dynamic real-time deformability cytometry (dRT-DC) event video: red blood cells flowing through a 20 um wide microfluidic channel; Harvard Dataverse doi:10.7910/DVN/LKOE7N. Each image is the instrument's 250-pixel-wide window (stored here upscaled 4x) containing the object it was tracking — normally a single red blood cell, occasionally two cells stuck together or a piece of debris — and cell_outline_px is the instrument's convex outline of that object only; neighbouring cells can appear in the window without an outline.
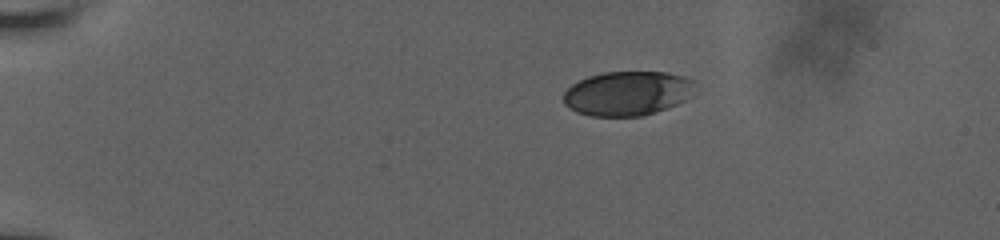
{"species": "human", "species_latin": "Homo sapiens", "temperature_condition": "room temperature", "stored_images_in_passage": 38, "camera_frame_rate_fps": 3000, "um_per_image_px": 0.085, "donor": {"sex": "male"}, "frame": {"image": 1, "passage_image": 1, "time_ms": 0.0, "image_size_px": [1000, 240], "cell_outline_px": [[696, 80], [684, 100], [676, 104], [656, 112], [640, 116], [592, 116], [576, 112], [564, 104], [564, 92], [572, 84], [588, 76], [604, 72], [668, 72], [684, 76]], "centroid_in_image_um": [53.29, 7.93], "position_along_channel_um": 31.7, "area_um2": 33.76}}
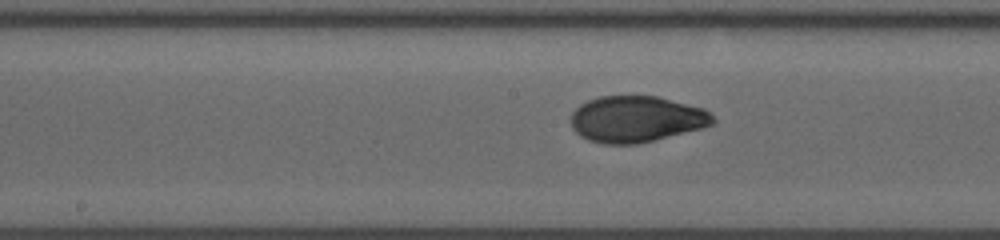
{"frame": {"image": 2, "passage_image": 16, "time_ms": 6.667, "image_size_px": [1000, 240], "cell_outline_px": [[716, 120], [712, 124], [704, 128], [656, 140], [636, 144], [604, 144], [588, 140], [580, 136], [572, 128], [572, 112], [580, 104], [588, 100], [600, 96], [656, 96], [704, 108]], "centroid_in_image_um": [54.09, 10.13], "position_along_channel_um": 194.1, "area_um2": 38.38}}
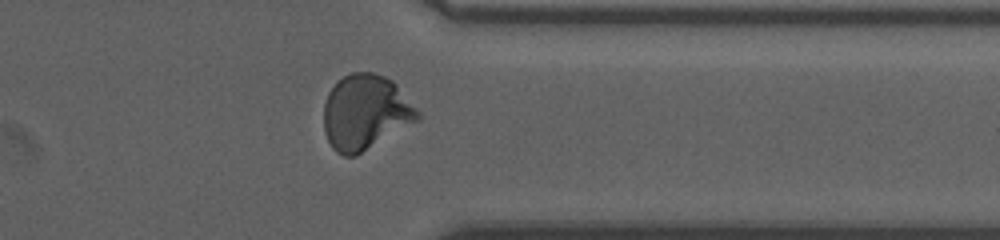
{"frame": {"image": 3, "passage_image": 30, "time_ms": 11.667, "image_size_px": [1000, 240], "cell_outline_px": [[420, 120], [356, 156], [344, 156], [336, 152], [332, 148], [324, 132], [324, 104], [328, 92], [336, 80], [352, 72], [376, 72], [392, 80], [396, 84], [420, 112]], "centroid_in_image_um": [31.06, 9.55], "position_along_channel_um": 380.3, "area_um2": 41.44}, "authors_computed_cell_mechanics": {"area_um2": 38.4081, "velocity_mm_per_s": 3.7691, "shape_relaxation_time_tau1_ms": 5.8551, "shape_relaxation_time_tau2_ms": 0.756, "deformation_change_tau1": 0.2046, "deformation_change_tau2": 0.042}}